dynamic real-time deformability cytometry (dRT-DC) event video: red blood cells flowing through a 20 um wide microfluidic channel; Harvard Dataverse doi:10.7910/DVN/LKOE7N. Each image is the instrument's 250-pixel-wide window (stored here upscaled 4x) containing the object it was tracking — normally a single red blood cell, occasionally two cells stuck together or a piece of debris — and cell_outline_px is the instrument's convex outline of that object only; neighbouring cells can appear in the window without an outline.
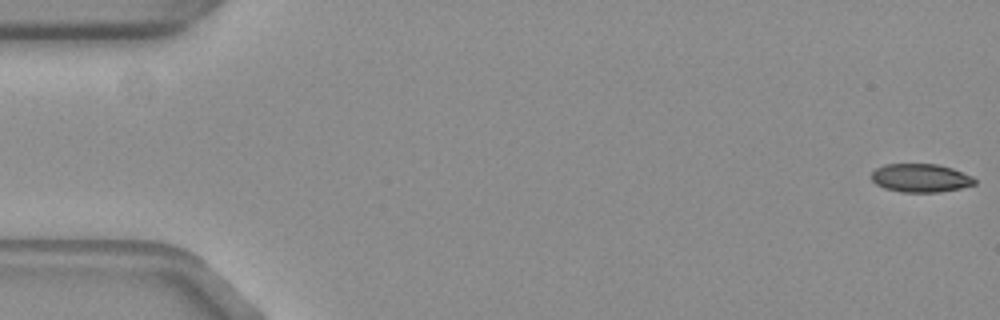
{"species": "common noctule bat (a hibernating species)", "species_latin": "Nyctalus noctula", "temperature_condition": "warm", "stored_images_in_passage": 17, "camera_frame_rate_fps": 3000, "um_per_image_px": 0.085, "animal": {"sex": "female", "body_mass_g": 19.3, "forearm_length_mm": 54.1}, "frame": {"image": 1, "passage_image": 1, "time_ms": 0.0, "image_size_px": [1000, 320], "cell_outline_px": [[976, 184], [960, 188], [940, 192], [900, 192], [884, 188], [876, 184], [872, 180], [872, 172], [876, 168], [884, 164], [936, 164], [952, 168], [972, 176], [976, 180]], "centroid_in_image_um": [78.25, 15.13], "position_along_channel_um": 6.8, "area_um2": 17.11}}
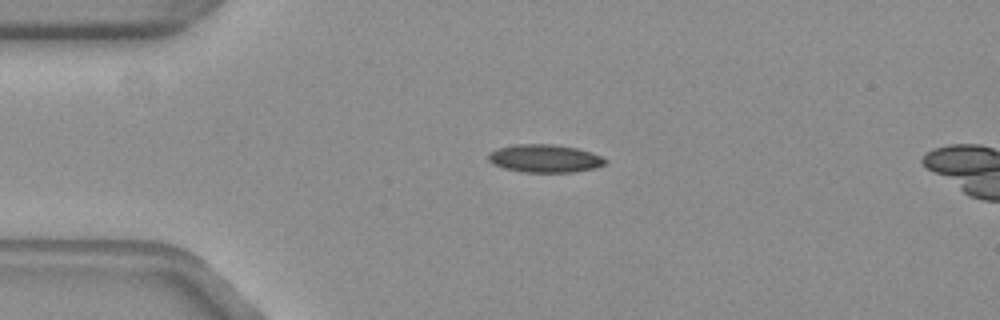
{"frame": {"image": 2, "passage_image": 13, "time_ms": 4.0, "image_size_px": [1000, 320], "cell_outline_px": [[608, 160], [604, 164], [596, 168], [572, 172], [524, 172], [504, 168], [492, 164], [488, 160], [488, 152], [496, 148], [516, 144], [552, 144], [576, 148], [600, 156]], "centroid_in_image_um": [46.25, 13.47], "position_along_channel_um": 38.7, "area_um2": 19.02}}